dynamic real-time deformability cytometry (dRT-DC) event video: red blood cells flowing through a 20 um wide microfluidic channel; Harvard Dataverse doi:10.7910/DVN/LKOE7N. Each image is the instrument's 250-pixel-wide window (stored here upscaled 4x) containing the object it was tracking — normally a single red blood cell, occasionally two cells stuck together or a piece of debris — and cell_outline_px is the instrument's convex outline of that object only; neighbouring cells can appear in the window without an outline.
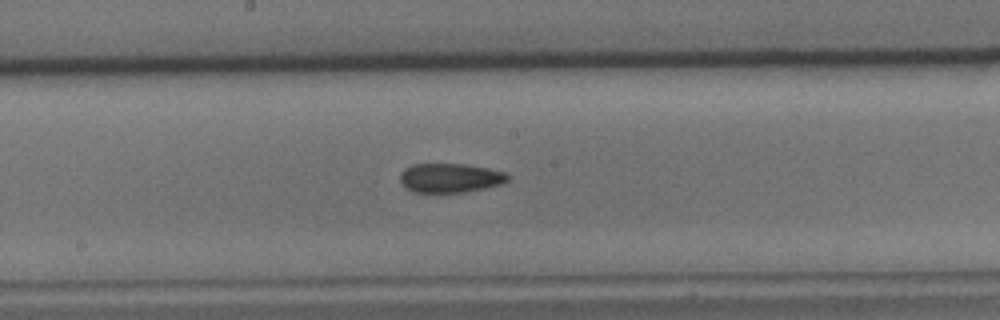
{"species": "common noctule bat (a hibernating species)", "species_latin": "Nyctalus noctula", "temperature_condition": "cold", "stored_images_in_passage": 53, "camera_frame_rate_fps": 3000, "um_per_image_px": 0.085, "animal": {"sex": "male", "body_mass_g": 15.6}, "frame": {"image": 1, "passage_image": 30, "time_ms": 9.667, "image_size_px": [1000, 320], "cell_outline_px": [[508, 180], [500, 184], [484, 188], [464, 192], [412, 192], [400, 180], [400, 172], [404, 168], [412, 164], [464, 164], [488, 168], [504, 172], [508, 176]], "centroid_in_image_um": [38.23, 15.11], "position_along_channel_um": 210.0, "area_um2": 18.15}}
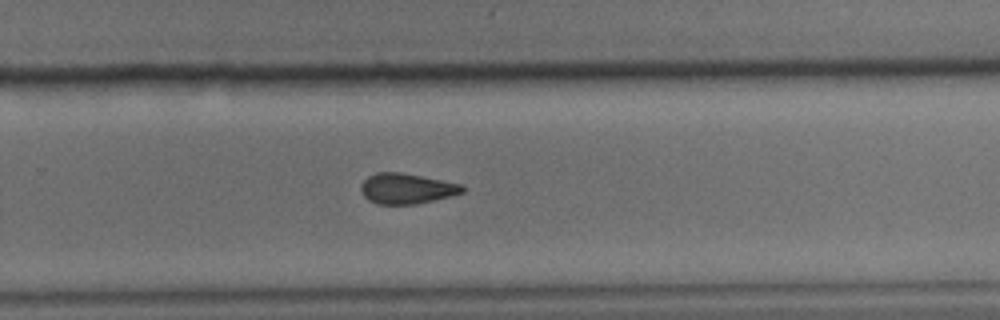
{"frame": {"image": 2, "passage_image": 37, "time_ms": 12.0, "image_size_px": [1000, 320], "cell_outline_px": [[464, 192], [416, 204], [376, 204], [368, 200], [360, 192], [360, 184], [368, 176], [376, 172], [400, 172], [460, 184], [464, 188]], "centroid_in_image_um": [34.48, 16.03], "position_along_channel_um": 295.3, "area_um2": 17.8}}
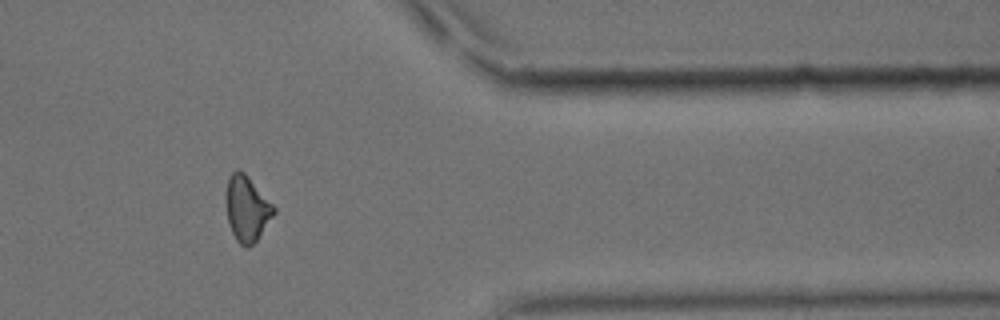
{"frame": {"image": 3, "passage_image": 46, "time_ms": 15.0, "image_size_px": [1000, 320], "cell_outline_px": [[276, 212], [256, 240], [248, 248], [244, 248], [236, 240], [232, 232], [228, 220], [224, 204], [224, 200], [228, 176], [236, 168], [244, 172], [248, 176], [276, 208]], "centroid_in_image_um": [20.95, 17.71], "position_along_channel_um": 390.5, "area_um2": 18.44}}